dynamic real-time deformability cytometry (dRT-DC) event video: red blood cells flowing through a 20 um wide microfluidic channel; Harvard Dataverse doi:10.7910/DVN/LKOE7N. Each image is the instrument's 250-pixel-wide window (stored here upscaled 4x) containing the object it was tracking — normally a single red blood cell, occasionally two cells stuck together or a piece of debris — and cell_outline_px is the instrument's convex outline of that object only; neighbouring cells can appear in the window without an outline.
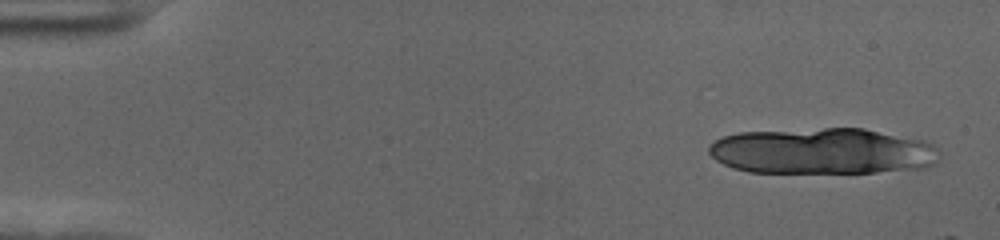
{"species": "human", "species_latin": "Homo sapiens", "temperature_condition": "cold", "stored_images_in_passage": 28, "camera_frame_rate_fps": 3000, "um_per_image_px": 0.085, "donor": {"sex": "female"}, "frame": {"image": 1, "passage_image": 3, "time_ms": 0.667, "image_size_px": [1000, 240], "cell_outline_px": [[940, 160], [936, 164], [924, 168], [876, 172], [748, 172], [732, 168], [716, 160], [708, 152], [708, 144], [724, 136], [740, 132], [824, 128], [864, 128], [924, 140], [932, 144], [940, 152]], "centroid_in_image_um": [69.95, 12.85], "position_along_channel_um": 15.1, "area_um2": 62.31}}
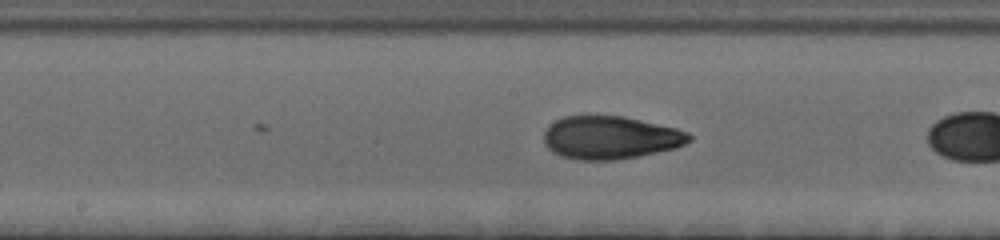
{"frame": {"image": 2, "passage_image": 27, "time_ms": 8.667, "image_size_px": [1000, 240], "cell_outline_px": [[692, 140], [676, 148], [616, 160], [580, 160], [560, 156], [552, 152], [544, 144], [544, 132], [556, 120], [564, 116], [624, 116], [676, 128], [688, 132], [692, 136]], "centroid_in_image_um": [51.88, 11.7], "position_along_channel_um": 196.3, "area_um2": 36.3}}